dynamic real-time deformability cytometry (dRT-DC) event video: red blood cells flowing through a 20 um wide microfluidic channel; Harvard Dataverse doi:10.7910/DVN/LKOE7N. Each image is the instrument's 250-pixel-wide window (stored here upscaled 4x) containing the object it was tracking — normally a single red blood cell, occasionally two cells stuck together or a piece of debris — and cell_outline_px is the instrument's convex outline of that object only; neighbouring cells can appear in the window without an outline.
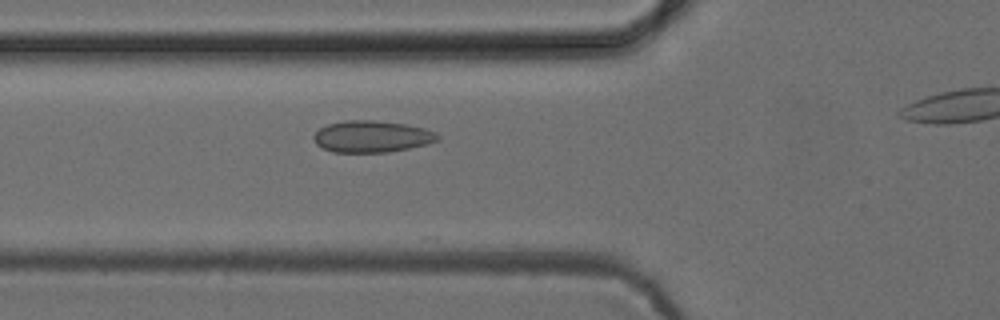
{"species": "common noctule bat (a hibernating species)", "species_latin": "Nyctalus noctula", "temperature_condition": "cold", "stored_images_in_passage": 40, "camera_frame_rate_fps": 3000, "um_per_image_px": 0.085, "animal": {"sex": "female", "body_mass_g": 24.6, "forearm_length_mm": 56.2}, "frame": {"image": 1, "passage_image": 13, "time_ms": 4.0, "image_size_px": [1000, 320], "cell_outline_px": [[440, 140], [428, 144], [388, 152], [332, 152], [316, 144], [312, 136], [320, 128], [328, 124], [344, 120], [372, 120], [408, 124], [424, 128], [436, 132], [440, 136]], "centroid_in_image_um": [31.63, 11.6], "position_along_channel_um": 94.2, "area_um2": 23.0}}
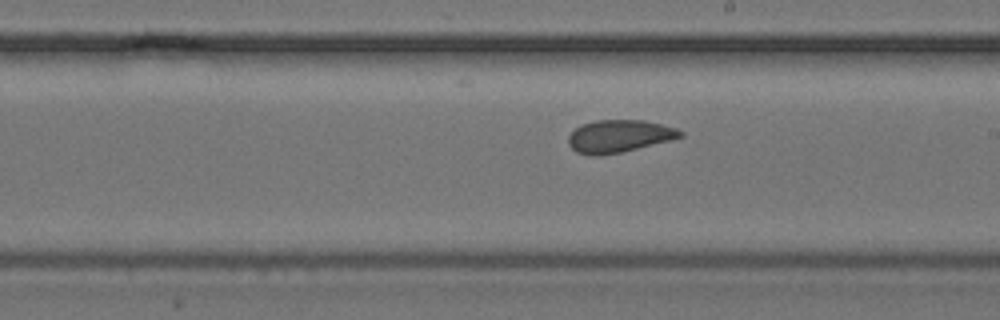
{"frame": {"image": 2, "passage_image": 24, "time_ms": 7.667, "image_size_px": [1000, 320], "cell_outline_px": [[684, 136], [672, 140], [620, 152], [600, 156], [592, 156], [576, 152], [568, 144], [568, 136], [580, 124], [596, 120], [644, 120], [676, 128], [684, 132]], "centroid_in_image_um": [52.61, 11.57], "position_along_channel_um": 236.4, "area_um2": 21.27}}
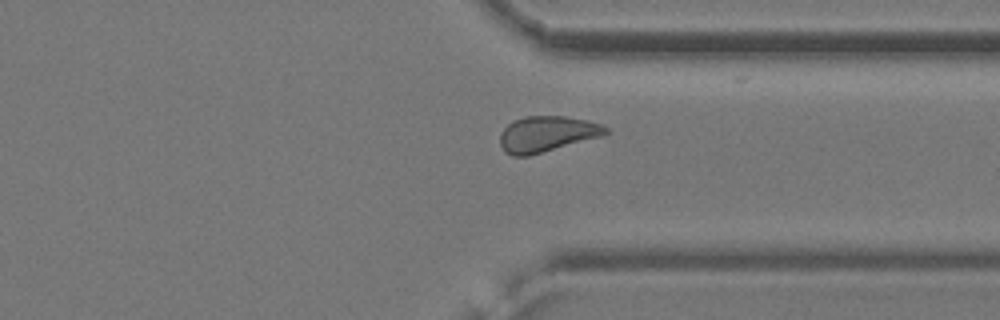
{"frame": {"image": 3, "passage_image": 34, "time_ms": 11.0, "image_size_px": [1000, 320], "cell_outline_px": [[608, 132], [604, 136], [528, 156], [512, 156], [504, 152], [500, 144], [500, 132], [512, 120], [524, 116], [564, 116], [588, 120], [600, 124], [608, 128]], "centroid_in_image_um": [46.48, 11.39], "position_along_channel_um": 364.9, "area_um2": 22.25}, "authors_computed_cell_mechanics": {"area_um2": 21.5594, "velocity_mm_per_s": 3.8637, "shape_relaxation_time_tau1_ms": null, "shape_relaxation_time_tau2_ms": 2.4851, "deformation_change_tau1": null, "deformation_change_tau2": 0.0519}}